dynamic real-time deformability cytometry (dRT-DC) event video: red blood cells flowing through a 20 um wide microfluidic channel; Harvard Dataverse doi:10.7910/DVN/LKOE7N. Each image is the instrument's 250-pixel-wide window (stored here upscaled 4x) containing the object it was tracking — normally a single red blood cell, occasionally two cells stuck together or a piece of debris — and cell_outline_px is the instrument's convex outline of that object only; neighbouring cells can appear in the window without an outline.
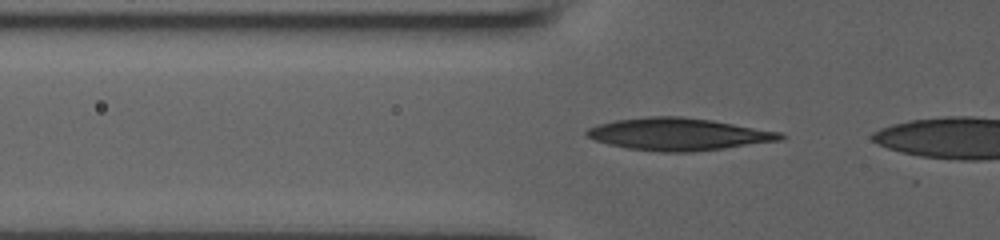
{"species": "human", "species_latin": "Homo sapiens", "temperature_condition": "room temperature", "stored_images_in_passage": 4, "camera_frame_rate_fps": 3000, "um_per_image_px": 0.085, "donor": {"sex": "male"}, "frame": {"image": 1, "passage_image": 2, "time_ms": 0.333, "image_size_px": [1000, 240], "cell_outline_px": [[788, 136], [780, 140], [724, 148], [692, 152], [660, 152], [628, 148], [608, 144], [596, 140], [588, 136], [584, 132], [588, 128], [600, 124], [616, 120], [648, 116], [680, 116], [712, 120], [780, 132]], "centroid_in_image_um": [57.67, 11.4], "position_along_channel_um": 68.1, "area_um2": 36.18}}